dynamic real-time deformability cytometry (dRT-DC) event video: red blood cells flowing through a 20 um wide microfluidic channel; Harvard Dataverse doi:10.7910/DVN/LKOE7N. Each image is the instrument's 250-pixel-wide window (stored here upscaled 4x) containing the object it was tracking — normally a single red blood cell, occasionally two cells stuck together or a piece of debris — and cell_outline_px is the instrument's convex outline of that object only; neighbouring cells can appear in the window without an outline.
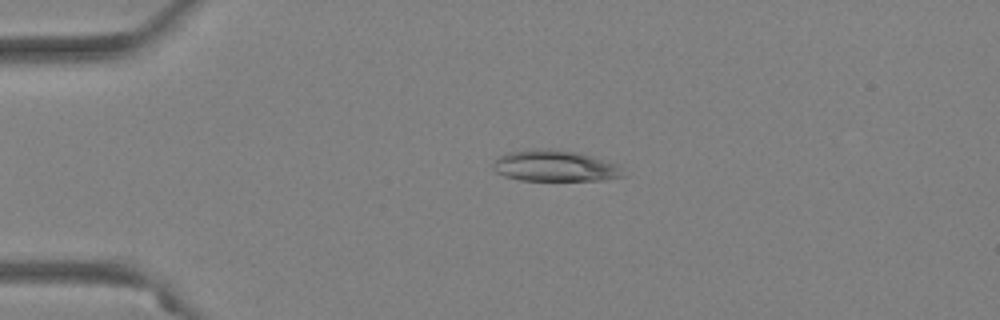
{"species": "Egyptian fruit bat (a non-hibernating species)", "species_latin": "Rousettus aegyptiacus", "temperature_condition": "warm", "stored_images_in_passage": 42, "camera_frame_rate_fps": 3000, "um_per_image_px": 0.085, "animal": {"sex": "female"}, "frame": {"image": 1, "passage_image": 2, "time_ms": 0.333, "image_size_px": [1000, 320], "cell_outline_px": [[624, 176], [604, 180], [520, 180], [504, 176], [496, 172], [492, 168], [492, 164], [500, 156], [508, 152], [532, 148], [544, 148], [576, 152], [592, 156], [620, 164]], "centroid_in_image_um": [47.17, 14.1], "position_along_channel_um": 37.8, "area_um2": 23.76}}
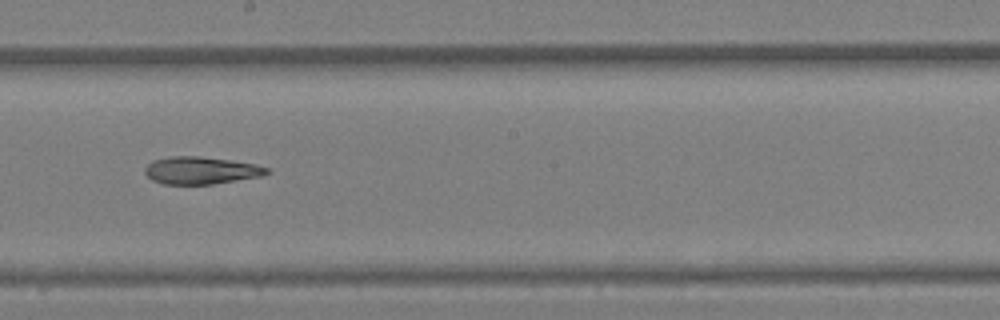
{"frame": {"image": 2, "passage_image": 20, "time_ms": 6.333, "image_size_px": [1000, 320], "cell_outline_px": [[272, 172], [264, 176], [212, 184], [164, 184], [152, 180], [144, 172], [144, 168], [152, 160], [172, 156], [200, 156], [256, 164], [268, 168]], "centroid_in_image_um": [17.1, 14.49], "position_along_channel_um": 231.1, "area_um2": 19.54}}
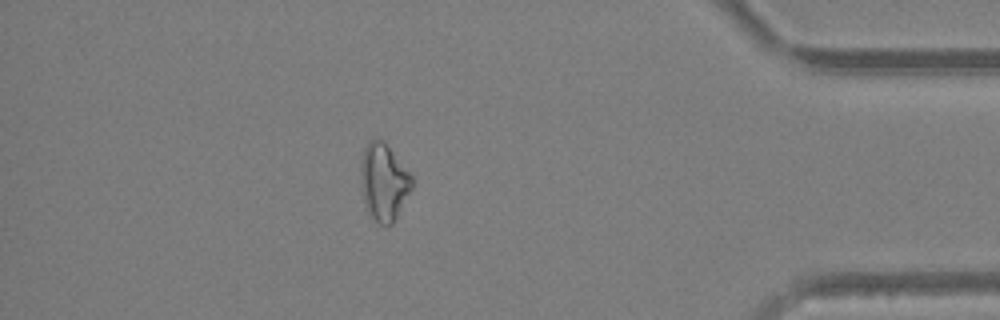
{"frame": {"image": 3, "passage_image": 36, "time_ms": 11.667, "image_size_px": [1000, 320], "cell_outline_px": [[412, 188], [392, 224], [380, 224], [368, 212], [364, 204], [360, 176], [360, 164], [364, 148], [372, 136], [376, 136], [384, 140], [412, 176]], "centroid_in_image_um": [32.59, 15.4], "position_along_channel_um": 402.6, "area_um2": 23.0}}